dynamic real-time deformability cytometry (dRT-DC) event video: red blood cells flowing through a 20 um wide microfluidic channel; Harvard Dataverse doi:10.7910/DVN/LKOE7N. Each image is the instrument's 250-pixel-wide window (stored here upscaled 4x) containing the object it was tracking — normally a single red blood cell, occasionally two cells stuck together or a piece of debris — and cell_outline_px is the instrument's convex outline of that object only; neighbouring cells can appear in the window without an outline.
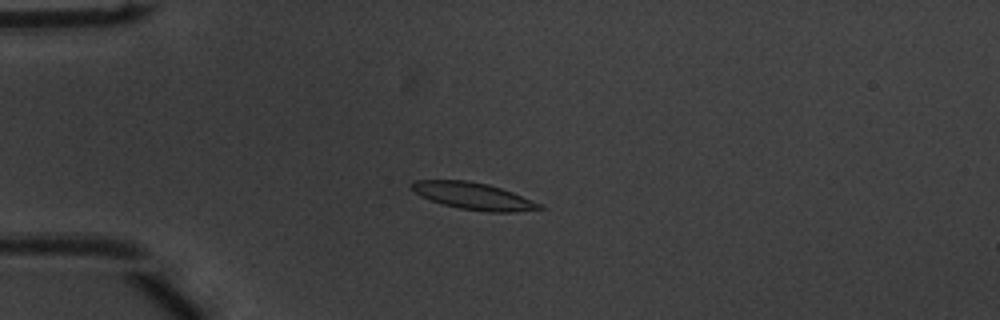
{"species": "common noctule bat (a hibernating species)", "species_latin": "Nyctalus noctula", "temperature_condition": "warm", "stored_images_in_passage": 49, "camera_frame_rate_fps": 3000, "um_per_image_px": 0.085, "animal": {"sex": "male", "body_mass_g": 20.1, "forearm_length_mm": 53.5}, "frame": {"image": 1, "passage_image": 10, "time_ms": 3.0, "image_size_px": [1000, 320], "cell_outline_px": [[544, 208], [516, 212], [488, 212], [460, 208], [444, 204], [420, 196], [412, 192], [408, 188], [408, 184], [412, 180], [468, 180], [488, 184], [512, 192], [544, 204]], "centroid_in_image_um": [40.2, 16.65], "position_along_channel_um": 44.8, "area_um2": 20.29}}
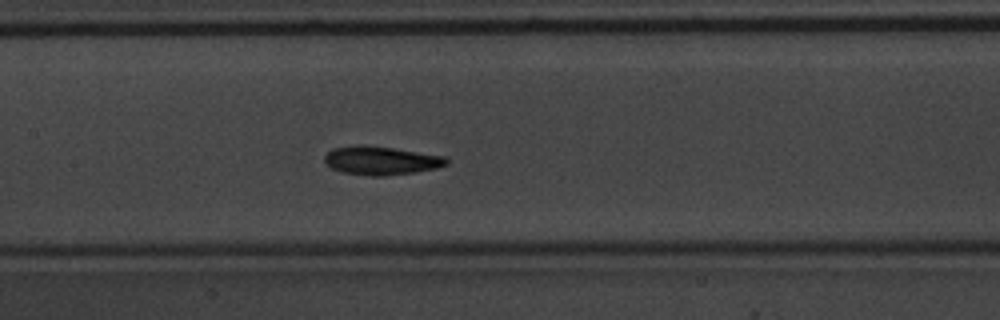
{"frame": {"image": 2, "passage_image": 22, "time_ms": 7.0, "image_size_px": [1000, 320], "cell_outline_px": [[448, 164], [436, 168], [416, 172], [384, 176], [368, 176], [344, 172], [332, 168], [324, 160], [324, 156], [332, 148], [364, 144], [392, 148], [444, 156], [448, 160]], "centroid_in_image_um": [32.39, 13.65], "position_along_channel_um": 175.0, "area_um2": 20.17}}
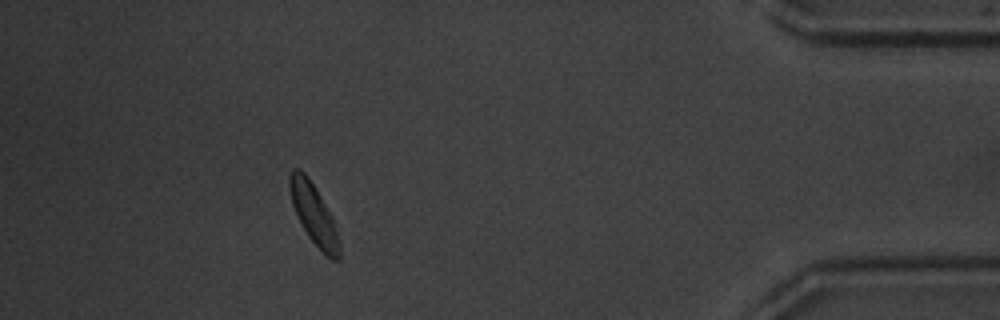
{"frame": {"image": 3, "passage_image": 44, "time_ms": 14.333, "image_size_px": [1000, 320], "cell_outline_px": [[340, 260], [332, 260], [308, 236], [292, 204], [288, 188], [288, 176], [292, 168], [300, 168], [308, 176], [332, 216], [340, 244]], "centroid_in_image_um": [26.65, 18.14], "position_along_channel_um": 408.5, "area_um2": 17.22}, "authors_computed_cell_mechanics": {"area_um2": 19.1896, "velocity_mm_per_s": 3.8475, "shape_relaxation_time_tau1_ms": 2.0202, "shape_relaxation_time_tau2_ms": 2.9952, "deformation_change_tau1": 0.1198, "deformation_change_tau2": 0.0709}}